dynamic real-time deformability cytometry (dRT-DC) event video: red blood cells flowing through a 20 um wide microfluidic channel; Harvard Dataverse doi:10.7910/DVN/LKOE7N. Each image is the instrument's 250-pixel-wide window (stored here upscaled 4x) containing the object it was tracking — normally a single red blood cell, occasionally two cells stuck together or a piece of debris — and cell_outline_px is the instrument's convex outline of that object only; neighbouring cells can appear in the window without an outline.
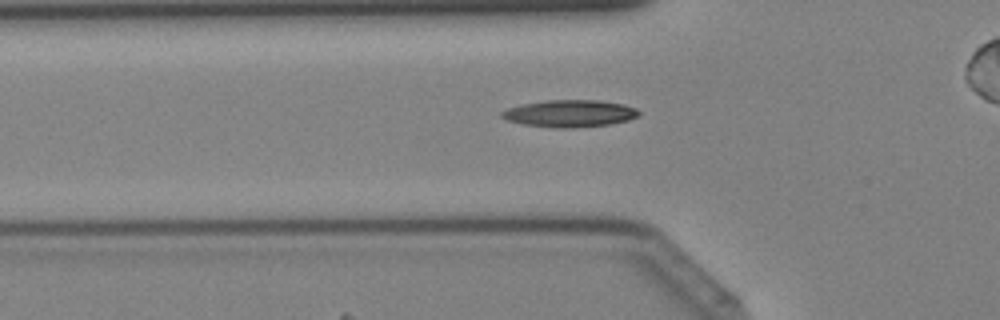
{"species": "Egyptian fruit bat (a non-hibernating species)", "species_latin": "Rousettus aegyptiacus", "temperature_condition": "cold", "stored_images_in_passage": 37, "camera_frame_rate_fps": 3000, "um_per_image_px": 0.085, "animal": {"sex": "female"}, "frame": {"image": 1, "passage_image": 15, "time_ms": 4.667, "image_size_px": [1000, 320], "cell_outline_px": [[640, 116], [628, 120], [608, 124], [576, 128], [556, 128], [524, 124], [504, 120], [500, 116], [500, 112], [508, 108], [520, 104], [548, 100], [600, 100], [624, 104], [636, 108], [640, 112]], "centroid_in_image_um": [48.42, 9.64], "position_along_channel_um": 77.4, "area_um2": 21.85}}
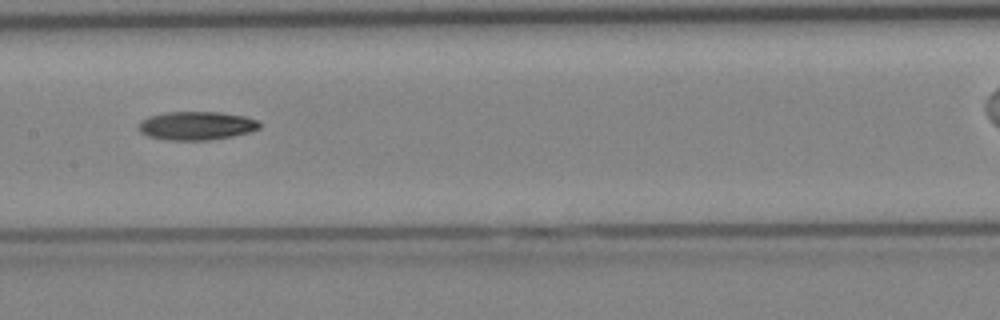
{"frame": {"image": 2, "passage_image": 22, "time_ms": 7.0, "image_size_px": [1000, 320], "cell_outline_px": [[260, 128], [248, 132], [232, 136], [208, 140], [168, 140], [148, 136], [140, 132], [140, 120], [148, 116], [164, 112], [220, 112], [244, 116], [256, 120], [260, 124]], "centroid_in_image_um": [16.68, 10.68], "position_along_channel_um": 190.7, "area_um2": 20.0}}
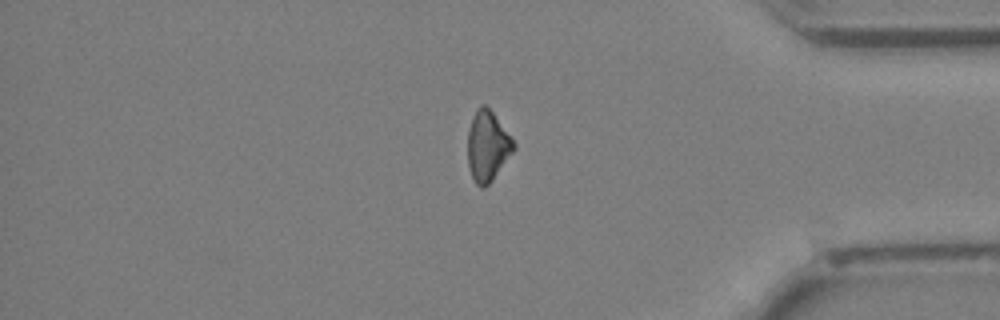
{"frame": {"image": 3, "passage_image": 36, "time_ms": 11.667, "image_size_px": [1000, 320], "cell_outline_px": [[516, 148], [492, 180], [484, 188], [480, 188], [476, 184], [472, 176], [468, 164], [468, 128], [472, 116], [476, 108], [480, 104], [484, 104], [492, 112], [516, 144]], "centroid_in_image_um": [41.42, 12.41], "position_along_channel_um": 393.8, "area_um2": 18.73}}